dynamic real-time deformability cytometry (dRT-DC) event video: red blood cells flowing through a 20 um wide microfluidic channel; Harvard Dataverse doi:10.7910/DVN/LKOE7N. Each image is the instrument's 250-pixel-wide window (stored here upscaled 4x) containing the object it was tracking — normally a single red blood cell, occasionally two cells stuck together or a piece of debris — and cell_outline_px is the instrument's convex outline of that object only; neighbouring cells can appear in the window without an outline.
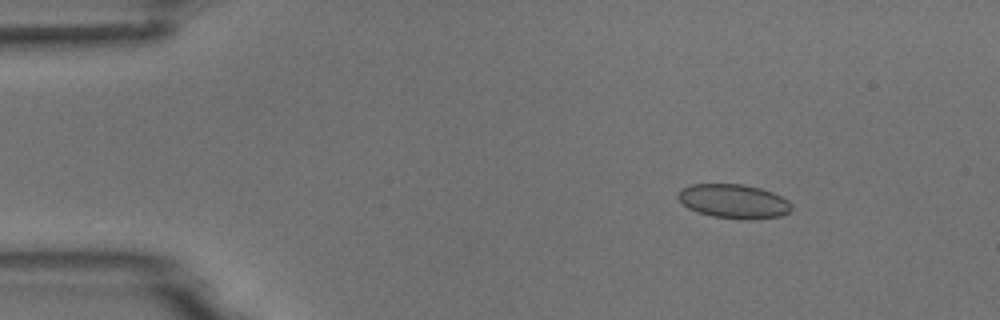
{"species": "common noctule bat (a hibernating species)", "species_latin": "Nyctalus noctula", "temperature_condition": "room temperature", "stored_images_in_passage": 3, "camera_frame_rate_fps": 3000, "um_per_image_px": 0.085, "animal": {"sex": "male", "body_mass_g": 18.8}, "frame": {"image": 1, "passage_image": 1, "time_ms": 0.0, "image_size_px": [1000, 320], "cell_outline_px": [[792, 208], [788, 212], [780, 216], [712, 216], [688, 208], [676, 196], [676, 192], [680, 188], [692, 184], [744, 184], [760, 188], [772, 192], [788, 200], [792, 204]], "centroid_in_image_um": [62.3, 17.03], "position_along_channel_um": 22.7, "area_um2": 21.62}}